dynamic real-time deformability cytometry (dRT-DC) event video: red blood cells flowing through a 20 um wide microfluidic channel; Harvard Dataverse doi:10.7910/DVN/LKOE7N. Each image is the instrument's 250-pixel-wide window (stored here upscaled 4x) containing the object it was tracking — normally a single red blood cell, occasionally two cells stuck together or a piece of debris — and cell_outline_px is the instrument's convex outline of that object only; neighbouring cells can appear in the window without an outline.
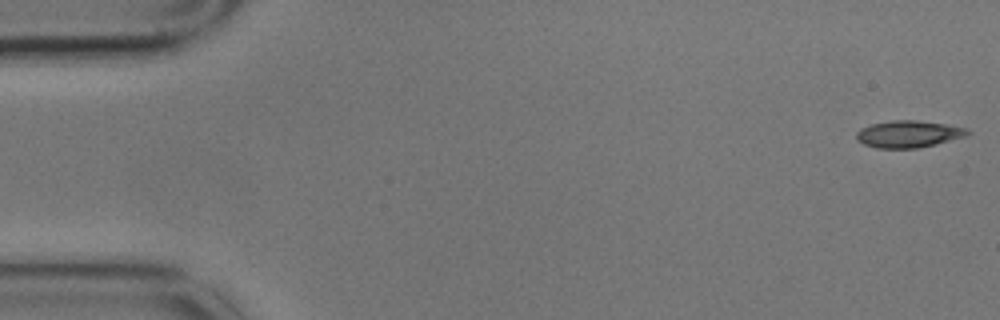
{"species": "common noctule bat (a hibernating species)", "species_latin": "Nyctalus noctula", "temperature_condition": "cold", "stored_images_in_passage": 54, "camera_frame_rate_fps": 3000, "um_per_image_px": 0.085, "animal": {"sex": "male", "body_mass_g": 17.9}, "frame": {"image": 1, "passage_image": 1, "time_ms": 0.0, "image_size_px": [1000, 320], "cell_outline_px": [[972, 132], [964, 136], [936, 144], [916, 148], [876, 148], [864, 144], [856, 140], [856, 132], [860, 128], [872, 124], [892, 120], [916, 120], [944, 124], [968, 128]], "centroid_in_image_um": [77.19, 11.39], "position_along_channel_um": 7.8, "area_um2": 17.4}}
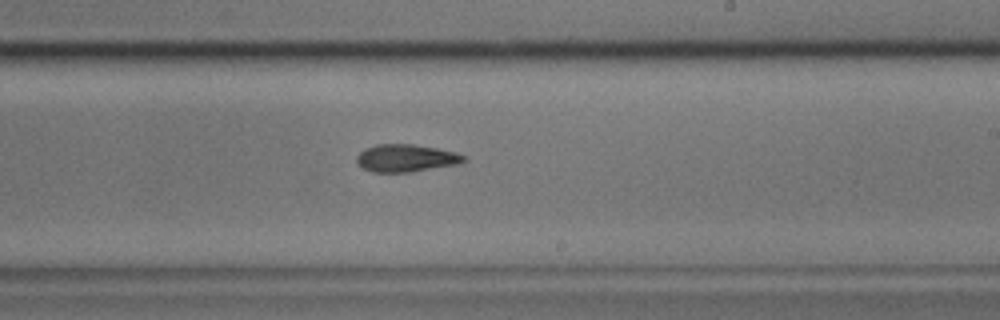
{"frame": {"image": 2, "passage_image": 34, "time_ms": 11.0, "image_size_px": [1000, 320], "cell_outline_px": [[468, 160], [460, 164], [408, 172], [372, 172], [364, 168], [356, 160], [356, 156], [364, 148], [376, 144], [412, 144], [436, 148], [456, 152], [468, 156]], "centroid_in_image_um": [34.56, 13.43], "position_along_channel_um": 254.4, "area_um2": 17.28}}
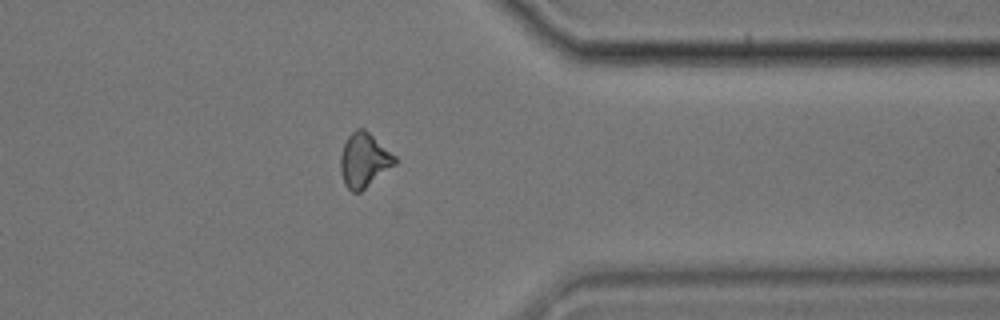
{"frame": {"image": 3, "passage_image": 46, "time_ms": 15.0, "image_size_px": [1000, 320], "cell_outline_px": [[400, 160], [396, 164], [360, 192], [352, 192], [344, 184], [340, 172], [340, 156], [344, 144], [348, 136], [356, 128], [364, 128], [396, 156]], "centroid_in_image_um": [30.95, 13.61], "position_along_channel_um": 380.4, "area_um2": 17.28}, "authors_computed_cell_mechanics": {"area_um2": 17.2533, "velocity_mm_per_s": 3.3891, "shape_relaxation_time_tau1_ms": 9.5735, "shape_relaxation_time_tau2_ms": 9.6386, "deformation_change_tau1": 0.1807, "deformation_change_tau2": 0.1808}}